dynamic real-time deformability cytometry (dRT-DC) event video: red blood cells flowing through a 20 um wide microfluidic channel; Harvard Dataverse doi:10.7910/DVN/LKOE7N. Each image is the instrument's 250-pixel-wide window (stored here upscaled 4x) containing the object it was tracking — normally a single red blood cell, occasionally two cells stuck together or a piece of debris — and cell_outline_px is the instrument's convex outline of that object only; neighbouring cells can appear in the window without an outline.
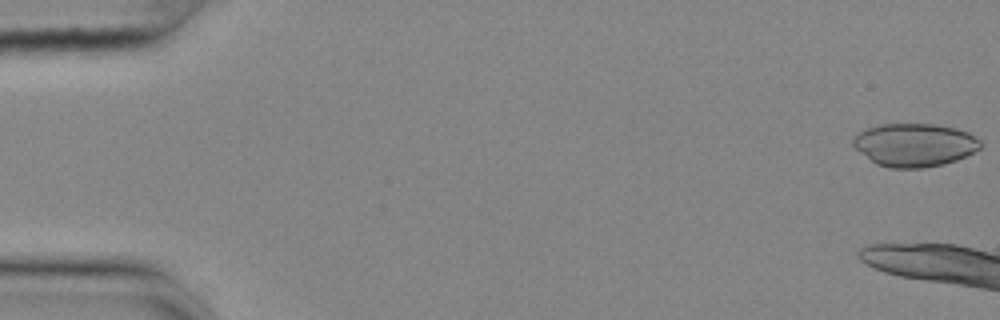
{"species": "common noctule bat (a hibernating species)", "species_latin": "Nyctalus noctula", "temperature_condition": "cold", "stored_images_in_passage": 5, "camera_frame_rate_fps": 3000, "um_per_image_px": 0.085, "animal": {"sex": "female", "body_mass_g": 25.1}, "frame": {"image": 1, "passage_image": 1, "time_ms": 0.0, "image_size_px": [1000, 320], "cell_outline_px": [[984, 144], [980, 148], [956, 160], [944, 164], [920, 168], [888, 168], [876, 164], [860, 152], [852, 144], [852, 140], [860, 132], [868, 128], [880, 124], [932, 124], [956, 128], [968, 132], [980, 140]], "centroid_in_image_um": [77.74, 12.32], "position_along_channel_um": 7.3, "area_um2": 31.91}}